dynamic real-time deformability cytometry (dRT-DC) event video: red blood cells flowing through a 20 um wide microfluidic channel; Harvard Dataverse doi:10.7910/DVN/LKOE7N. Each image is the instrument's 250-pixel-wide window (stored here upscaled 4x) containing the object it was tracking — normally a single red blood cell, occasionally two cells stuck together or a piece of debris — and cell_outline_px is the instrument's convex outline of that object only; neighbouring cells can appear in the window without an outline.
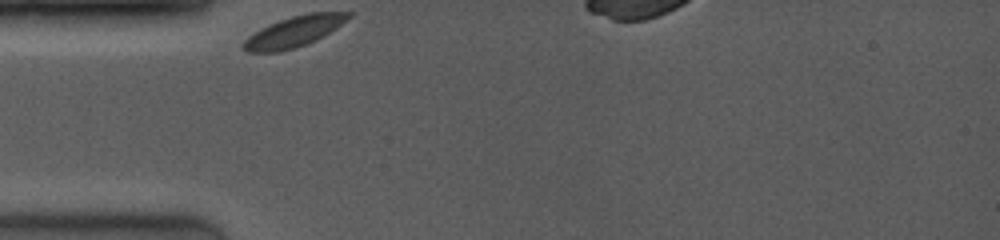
{"species": "common noctule bat (a hibernating species)", "species_latin": "Nyctalus noctula", "temperature_condition": "room temperature", "stored_images_in_passage": 6, "camera_frame_rate_fps": 4000, "um_per_image_px": 0.085, "animal": {"sex": "female", "body_mass_g": 19.0, "forearm_length_mm": 53.3}, "frame": {"image": 1, "passage_image": 1, "time_ms": 0.0, "image_size_px": [1000, 240], "cell_outline_px": [[352, 16], [328, 32], [304, 44], [292, 48], [276, 52], [248, 52], [240, 48], [240, 44], [248, 36], [260, 28], [268, 24], [292, 16], [308, 12], [352, 12]], "centroid_in_image_um": [24.9, 2.67], "position_along_channel_um": 60.1, "area_um2": 18.44}}
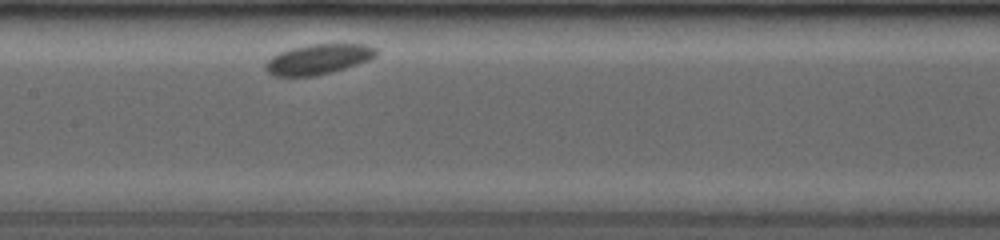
{"frame": {"image": 2, "passage_image": 5, "time_ms": 3.5, "image_size_px": [1000, 240], "cell_outline_px": [[380, 52], [376, 56], [368, 60], [344, 68], [312, 76], [276, 76], [268, 72], [264, 64], [272, 56], [280, 52], [292, 48], [308, 44], [368, 44], [376, 48]], "centroid_in_image_um": [27.08, 5.01], "position_along_channel_um": 180.3, "area_um2": 19.25}}